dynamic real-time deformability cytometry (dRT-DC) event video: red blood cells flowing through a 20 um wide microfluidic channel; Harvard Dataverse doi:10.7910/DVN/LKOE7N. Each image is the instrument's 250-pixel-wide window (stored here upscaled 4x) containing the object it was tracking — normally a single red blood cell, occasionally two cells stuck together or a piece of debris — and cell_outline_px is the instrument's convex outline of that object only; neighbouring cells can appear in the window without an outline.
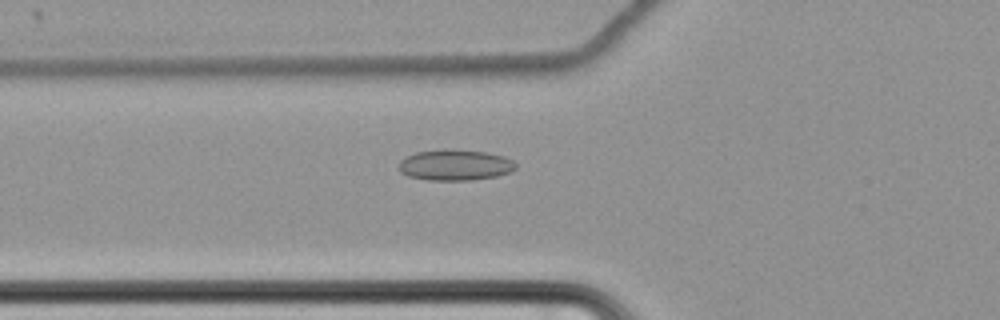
{"species": "common noctule bat (a hibernating species)", "species_latin": "Nyctalus noctula", "temperature_condition": "cold", "stored_images_in_passage": 40, "camera_frame_rate_fps": 3000, "um_per_image_px": 0.085, "animal": {"sex": "female", "body_mass_g": 22.7, "forearm_length_mm": 54.2}, "frame": {"image": 1, "passage_image": 3, "time_ms": 0.667, "image_size_px": [1000, 320], "cell_outline_px": [[516, 168], [512, 172], [496, 176], [472, 180], [428, 180], [408, 176], [400, 172], [400, 160], [416, 152], [452, 148], [484, 152], [504, 156], [512, 160], [516, 164]], "centroid_in_image_um": [38.71, 14.02], "position_along_channel_um": 87.1, "area_um2": 21.1}}
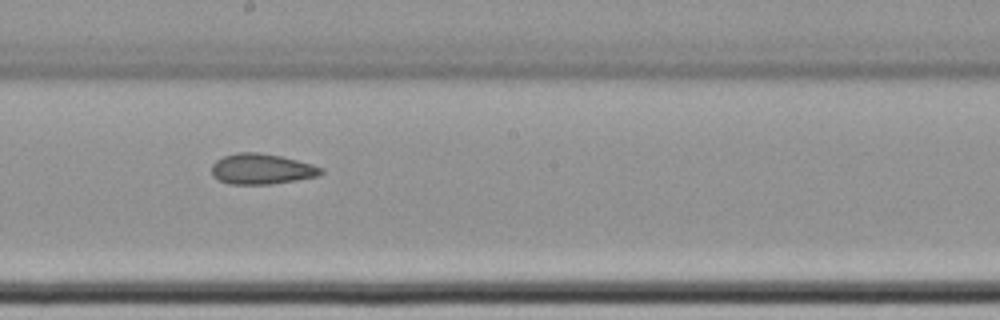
{"frame": {"image": 2, "passage_image": 15, "time_ms": 4.667, "image_size_px": [1000, 320], "cell_outline_px": [[324, 172], [316, 176], [296, 180], [268, 184], [228, 184], [212, 176], [212, 164], [216, 160], [224, 156], [236, 152], [256, 152], [280, 156], [312, 164], [324, 168]], "centroid_in_image_um": [22.22, 14.36], "position_along_channel_um": 226.0, "area_um2": 19.36}}
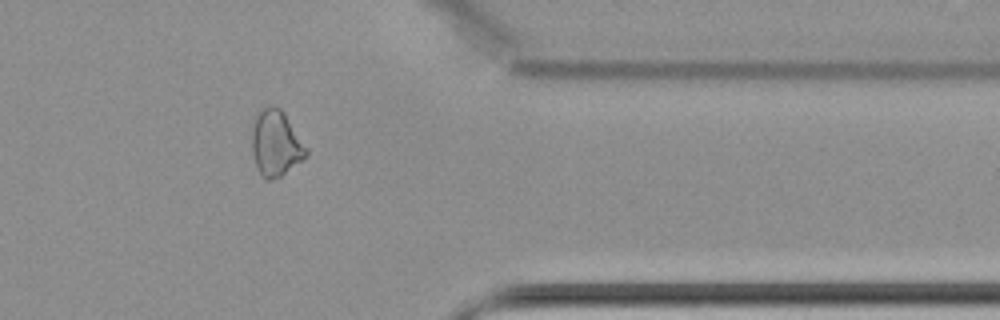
{"frame": {"image": 3, "passage_image": 30, "time_ms": 9.667, "image_size_px": [1000, 320], "cell_outline_px": [[308, 152], [300, 160], [280, 176], [268, 180], [264, 180], [260, 176], [256, 168], [252, 152], [252, 116], [264, 108], [272, 104], [280, 108], [284, 112], [308, 148]], "centroid_in_image_um": [23.4, 12.15], "position_along_channel_um": 388.0, "area_um2": 20.98}, "authors_computed_cell_mechanics": {"area_um2": 19.8832, "velocity_mm_per_s": 3.4723, "shape_relaxation_time_tau1_ms": 10.2175, "shape_relaxation_time_tau2_ms": 4.0237, "deformation_change_tau1": 0.0941, "deformation_change_tau2": 0.1017}}